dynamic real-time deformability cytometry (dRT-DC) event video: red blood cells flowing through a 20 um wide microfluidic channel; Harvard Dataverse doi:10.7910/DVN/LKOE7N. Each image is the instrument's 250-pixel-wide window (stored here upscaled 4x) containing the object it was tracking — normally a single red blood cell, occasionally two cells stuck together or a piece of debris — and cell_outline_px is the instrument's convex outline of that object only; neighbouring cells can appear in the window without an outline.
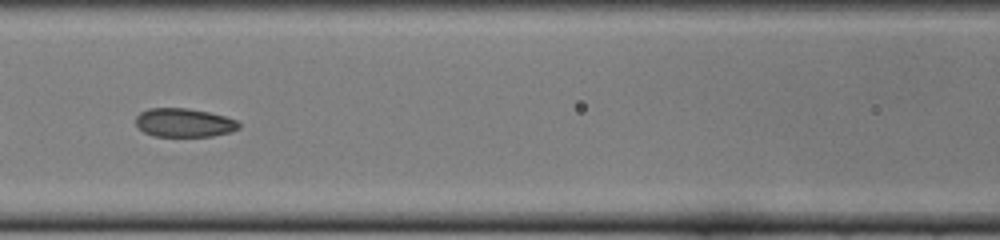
{"species": "common noctule bat (a hibernating species)", "species_latin": "Nyctalus noctula", "temperature_condition": "cold", "stored_images_in_passage": 13, "camera_frame_rate_fps": 3000, "um_per_image_px": 0.085, "animal": {"sex": "female", "body_mass_g": 22.0, "forearm_length_mm": 56.7}, "frame": {"image": 1, "passage_image": 8, "time_ms": 2.333, "image_size_px": [1000, 240], "cell_outline_px": [[240, 128], [232, 132], [212, 136], [152, 136], [144, 132], [136, 124], [136, 116], [140, 112], [148, 108], [188, 108], [208, 112], [224, 116], [236, 120], [240, 124]], "centroid_in_image_um": [15.65, 10.43], "position_along_channel_um": 151.0, "area_um2": 17.28}}
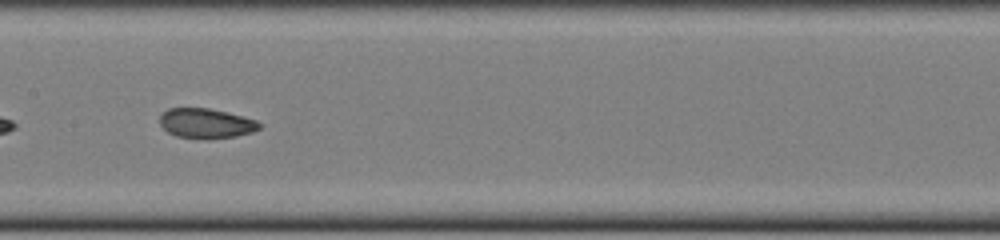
{"frame": {"image": 2, "passage_image": 11, "time_ms": 3.333, "image_size_px": [1000, 240], "cell_outline_px": [[260, 128], [252, 132], [236, 136], [208, 140], [176, 136], [168, 132], [160, 124], [160, 112], [168, 108], [208, 108], [228, 112], [256, 120], [260, 124]], "centroid_in_image_um": [17.49, 10.49], "position_along_channel_um": 189.9, "area_um2": 17.51}}